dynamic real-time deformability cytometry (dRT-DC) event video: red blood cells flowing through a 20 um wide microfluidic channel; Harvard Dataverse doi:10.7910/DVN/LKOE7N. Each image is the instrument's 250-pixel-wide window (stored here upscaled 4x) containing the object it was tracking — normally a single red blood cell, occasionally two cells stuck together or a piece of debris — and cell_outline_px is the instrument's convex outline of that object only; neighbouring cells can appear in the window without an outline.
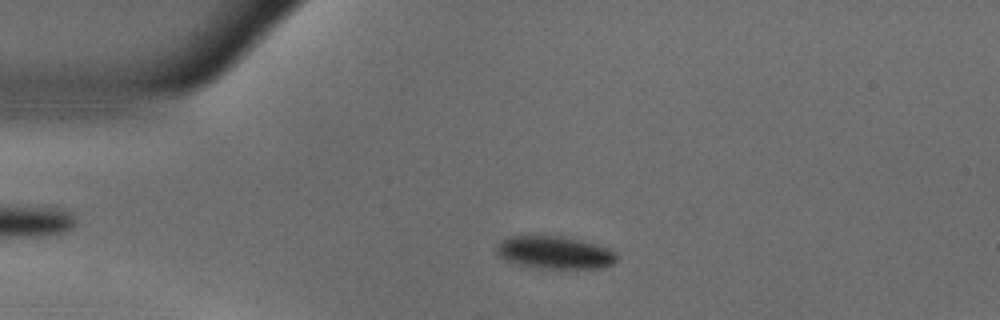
{"species": "common noctule bat (a hibernating species)", "species_latin": "Nyctalus noctula", "temperature_condition": "warm", "stored_images_in_passage": 47, "camera_frame_rate_fps": 3000, "um_per_image_px": 0.085, "animal": {"sex": "male", "body_mass_g": 18.8}, "frame": {"image": 1, "passage_image": 10, "time_ms": 3.0, "image_size_px": [1000, 320], "cell_outline_px": [[616, 260], [612, 264], [604, 268], [540, 268], [520, 264], [508, 260], [500, 256], [496, 252], [496, 248], [500, 240], [508, 236], [564, 236], [584, 240], [608, 248], [616, 252]], "centroid_in_image_um": [47.18, 21.45], "position_along_channel_um": 37.8, "area_um2": 22.83}}
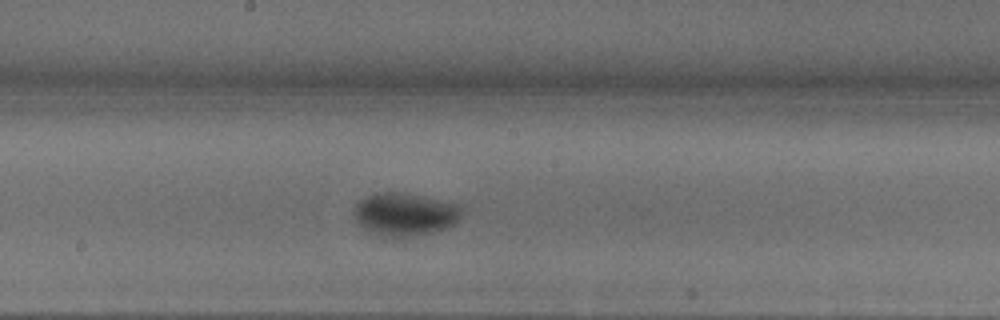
{"frame": {"image": 2, "passage_image": 27, "time_ms": 8.667, "image_size_px": [1000, 320], "cell_outline_px": [[460, 220], [444, 228], [404, 240], [388, 240], [364, 228], [356, 220], [352, 212], [352, 208], [360, 200], [376, 192], [396, 192], [420, 196], [456, 204], [460, 208]], "centroid_in_image_um": [34.33, 18.27], "position_along_channel_um": 213.9, "area_um2": 27.22}}
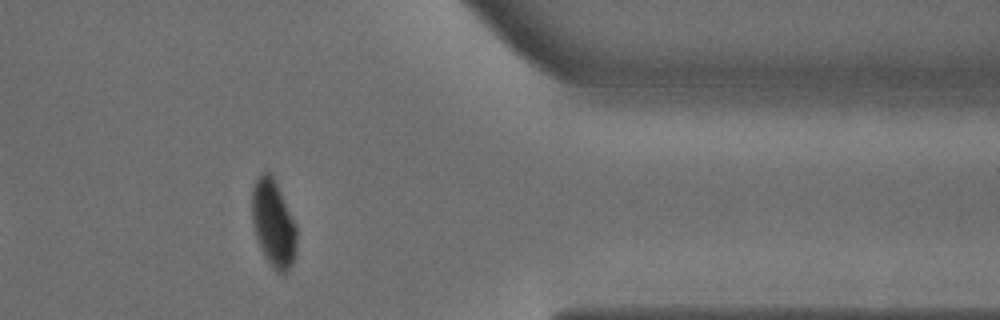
{"frame": {"image": 3, "passage_image": 43, "time_ms": 14.0, "image_size_px": [1000, 320], "cell_outline_px": [[296, 248], [292, 264], [284, 272], [276, 272], [268, 260], [256, 236], [252, 220], [252, 188], [260, 172], [268, 172], [272, 176], [296, 224]], "centroid_in_image_um": [23.23, 18.96], "position_along_channel_um": 388.2, "area_um2": 22.02}, "authors_computed_cell_mechanics": {"area_um2": 25.0852, "velocity_mm_per_s": 3.6249, "shape_relaxation_time_tau1_ms": 5.0769, "shape_relaxation_time_tau2_ms": null, "deformation_change_tau1": 0.1785, "deformation_change_tau2": null}}